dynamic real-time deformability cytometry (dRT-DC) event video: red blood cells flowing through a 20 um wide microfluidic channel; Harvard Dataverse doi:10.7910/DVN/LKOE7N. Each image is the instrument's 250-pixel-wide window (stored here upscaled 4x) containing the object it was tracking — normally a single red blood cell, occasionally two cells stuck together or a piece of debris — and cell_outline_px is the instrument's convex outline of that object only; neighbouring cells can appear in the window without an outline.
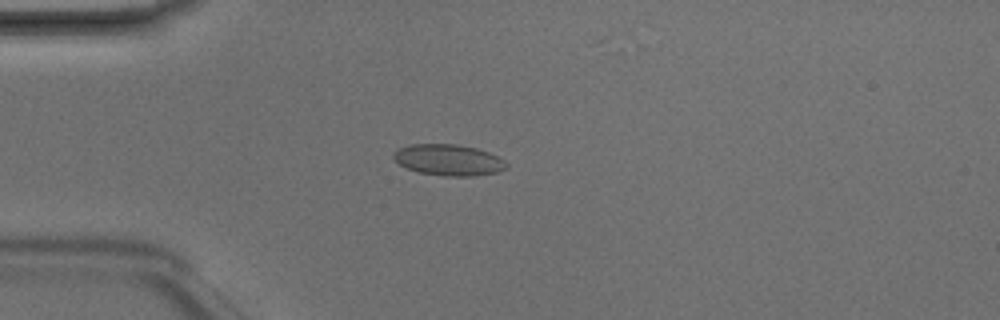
{"species": "Egyptian fruit bat (a non-hibernating species)", "species_latin": "Rousettus aegyptiacus", "temperature_condition": "room temperature", "stored_images_in_passage": 4, "camera_frame_rate_fps": 3000, "um_per_image_px": 0.085, "animal": {"sex": "male"}, "frame": {"image": 1, "passage_image": 4, "time_ms": 1.0, "image_size_px": [1000, 320], "cell_outline_px": [[508, 168], [496, 172], [472, 176], [444, 176], [416, 172], [400, 164], [392, 156], [392, 152], [408, 144], [456, 144], [476, 148], [488, 152], [504, 160], [508, 164]], "centroid_in_image_um": [38.11, 13.59], "position_along_channel_um": 46.9, "area_um2": 20.52}}